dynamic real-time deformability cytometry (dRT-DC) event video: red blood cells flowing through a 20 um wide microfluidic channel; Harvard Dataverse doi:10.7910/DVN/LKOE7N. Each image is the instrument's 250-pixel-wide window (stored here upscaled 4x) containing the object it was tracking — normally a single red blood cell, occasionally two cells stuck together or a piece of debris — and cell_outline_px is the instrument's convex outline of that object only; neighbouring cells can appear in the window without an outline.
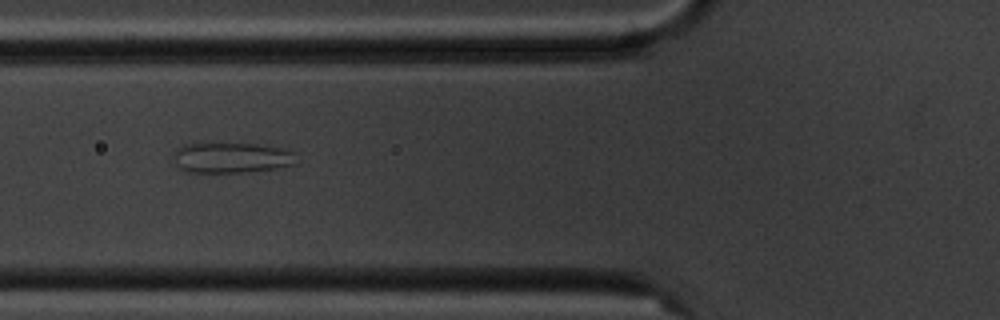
{"species": "common noctule bat (a hibernating species)", "species_latin": "Nyctalus noctula", "temperature_condition": "cold", "stored_images_in_passage": 5, "camera_frame_rate_fps": 3000, "um_per_image_px": 0.085, "animal": {"sex": "male", "body_mass_g": 20.1, "forearm_length_mm": 53.5}, "frame": {"image": 1, "passage_image": 4, "time_ms": 3.333, "image_size_px": [1000, 320], "cell_outline_px": [[296, 164], [276, 168], [244, 172], [184, 172], [176, 164], [176, 148], [184, 144], [204, 140], [256, 144], [280, 148], [292, 152]], "centroid_in_image_um": [19.59, 13.36], "position_along_channel_um": 106.2, "area_um2": 22.37}}